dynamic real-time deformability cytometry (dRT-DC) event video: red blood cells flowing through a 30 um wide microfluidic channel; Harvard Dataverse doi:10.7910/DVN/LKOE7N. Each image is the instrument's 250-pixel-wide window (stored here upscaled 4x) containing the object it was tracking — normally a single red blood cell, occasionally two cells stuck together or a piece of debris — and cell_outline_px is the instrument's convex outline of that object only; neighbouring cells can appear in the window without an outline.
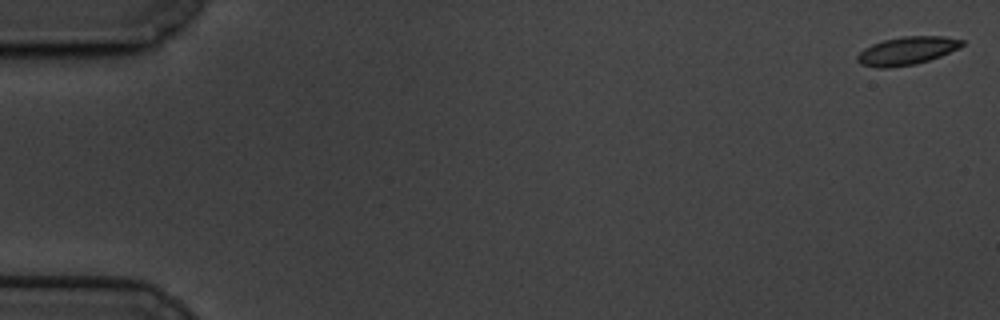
{"species": "common noctule bat (a hibernating species)", "species_latin": "Nyctalus noctula", "temperature_condition": "cold", "stored_images_in_passage": 60, "camera_frame_rate_fps": 3000, "um_per_image_px": 0.085, "animal": {"sex": "male", "body_mass_g": 19.5, "forearm_length_mm": 54.6}, "frame": {"image": 1, "passage_image": 1, "time_ms": 0.0, "image_size_px": [1000, 320], "cell_outline_px": [[964, 44], [940, 56], [916, 64], [888, 68], [880, 68], [860, 64], [856, 60], [856, 56], [864, 48], [872, 44], [884, 40], [904, 36], [944, 36], [964, 40]], "centroid_in_image_um": [77.05, 4.32], "position_along_channel_um": 8.0, "area_um2": 16.99}}
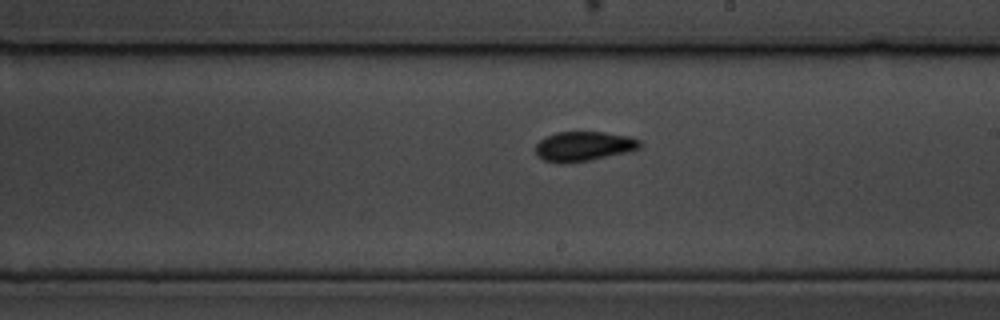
{"frame": {"image": 2, "passage_image": 35, "time_ms": 11.333, "image_size_px": [1000, 320], "cell_outline_px": [[640, 148], [628, 152], [588, 160], [560, 164], [544, 160], [536, 156], [536, 144], [544, 136], [556, 132], [604, 132], [628, 136], [640, 140]], "centroid_in_image_um": [49.57, 12.43], "position_along_channel_um": 239.4, "area_um2": 18.03}}
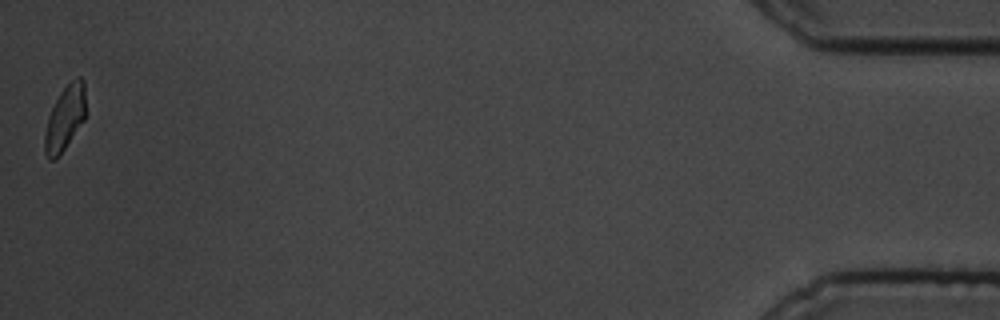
{"frame": {"image": 3, "passage_image": 60, "time_ms": 19.667, "image_size_px": [1000, 320], "cell_outline_px": [[84, 120], [64, 148], [52, 160], [48, 160], [44, 152], [44, 136], [48, 116], [60, 92], [76, 76], [80, 76], [84, 80]], "centroid_in_image_um": [5.5, 10.02], "position_along_channel_um": 429.7, "area_um2": 15.03}, "authors_computed_cell_mechanics": {"area_um2": 16.9354, "velocity_mm_per_s": 3.3602, "shape_relaxation_time_tau1_ms": 2.9047, "shape_relaxation_time_tau2_ms": 2.0192, "deformation_change_tau1": 0.0904, "deformation_change_tau2": 0.0539}}